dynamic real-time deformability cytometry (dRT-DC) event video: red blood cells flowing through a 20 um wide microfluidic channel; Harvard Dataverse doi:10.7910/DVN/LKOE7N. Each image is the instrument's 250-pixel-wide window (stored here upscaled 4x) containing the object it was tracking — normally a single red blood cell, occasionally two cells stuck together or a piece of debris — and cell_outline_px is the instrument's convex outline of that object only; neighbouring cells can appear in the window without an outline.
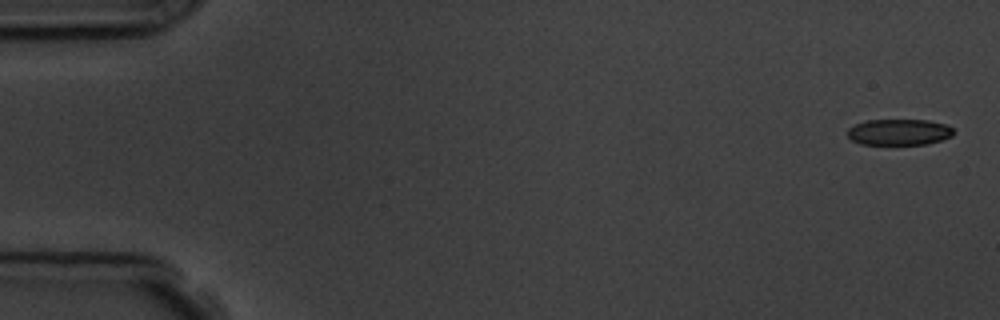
{"species": "common noctule bat (a hibernating species)", "species_latin": "Nyctalus noctula", "temperature_condition": "room temperature", "stored_images_in_passage": 5, "segment_of_instrument_passage": [1, 2], "camera_frame_rate_fps": 3000, "um_per_image_px": 0.085, "animal": {"sex": "male", "body_mass_g": 19.5, "forearm_length_mm": 54.6}, "frame": {"image": 1, "passage_image": 1, "time_ms": 0.0, "image_size_px": [1000, 320], "cell_outline_px": [[956, 132], [952, 136], [928, 144], [860, 144], [852, 140], [848, 136], [848, 128], [856, 124], [868, 120], [928, 120], [948, 124]], "centroid_in_image_um": [76.46, 11.22], "position_along_channel_um": 8.5, "area_um2": 16.18}}
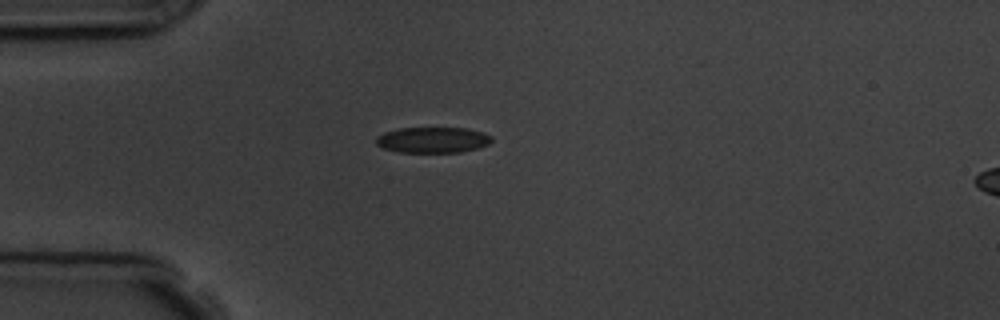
{"frame": {"image": 2, "passage_image": 4, "time_ms": 4.333, "image_size_px": [1000, 320], "cell_outline_px": [[492, 140], [488, 144], [476, 148], [460, 152], [400, 152], [384, 148], [376, 144], [376, 136], [384, 132], [400, 128], [468, 128], [484, 132], [492, 136]], "centroid_in_image_um": [36.79, 11.88], "position_along_channel_um": 48.2, "area_um2": 17.34}}